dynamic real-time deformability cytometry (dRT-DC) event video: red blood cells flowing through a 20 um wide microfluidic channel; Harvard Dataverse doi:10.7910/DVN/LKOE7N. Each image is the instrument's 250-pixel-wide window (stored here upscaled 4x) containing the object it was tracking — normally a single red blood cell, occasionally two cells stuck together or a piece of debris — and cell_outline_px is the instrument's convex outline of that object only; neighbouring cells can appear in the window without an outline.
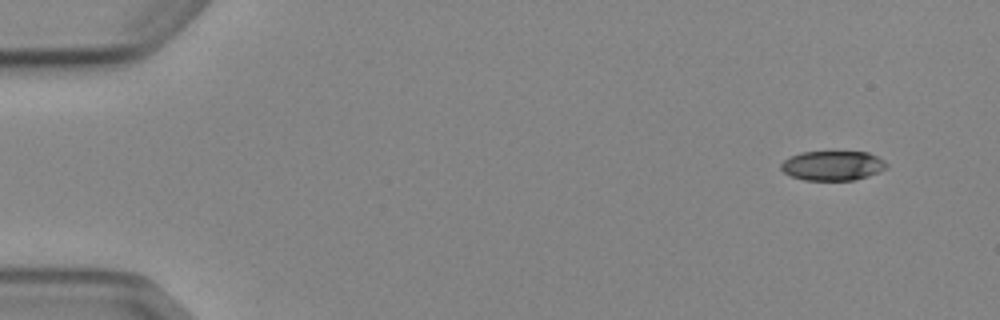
{"species": "Egyptian fruit bat (a non-hibernating species)", "species_latin": "Rousettus aegyptiacus", "temperature_condition": "cold", "stored_images_in_passage": 5, "camera_frame_rate_fps": 3000, "um_per_image_px": 0.085, "animal": {"sex": "female"}, "frame": {"image": 1, "passage_image": 1, "time_ms": 0.0, "image_size_px": [1000, 320], "cell_outline_px": [[888, 168], [868, 176], [852, 180], [804, 180], [792, 176], [784, 172], [780, 168], [780, 164], [784, 160], [800, 152], [868, 152], [884, 160], [888, 164]], "centroid_in_image_um": [70.79, 14.08], "position_along_channel_um": 14.2, "area_um2": 18.15}}
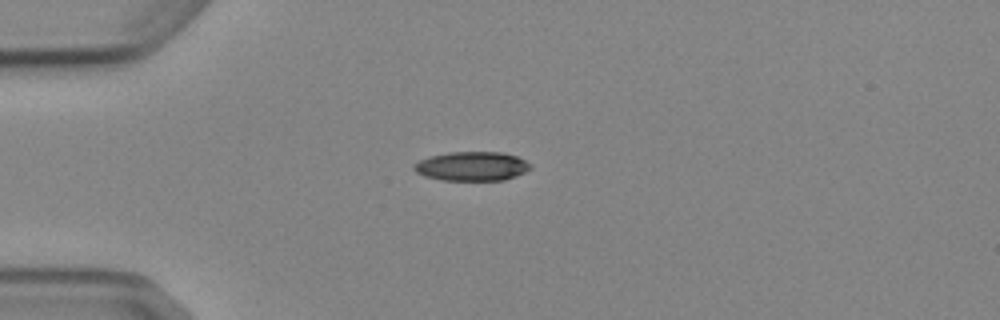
{"frame": {"image": 2, "passage_image": 4, "time_ms": 3.333, "image_size_px": [1000, 320], "cell_outline_px": [[532, 168], [516, 176], [504, 180], [440, 180], [424, 176], [416, 172], [412, 168], [412, 164], [420, 160], [432, 156], [448, 152], [504, 152], [516, 156], [532, 164]], "centroid_in_image_um": [40.11, 14.13], "position_along_channel_um": 44.9, "area_um2": 19.88}}